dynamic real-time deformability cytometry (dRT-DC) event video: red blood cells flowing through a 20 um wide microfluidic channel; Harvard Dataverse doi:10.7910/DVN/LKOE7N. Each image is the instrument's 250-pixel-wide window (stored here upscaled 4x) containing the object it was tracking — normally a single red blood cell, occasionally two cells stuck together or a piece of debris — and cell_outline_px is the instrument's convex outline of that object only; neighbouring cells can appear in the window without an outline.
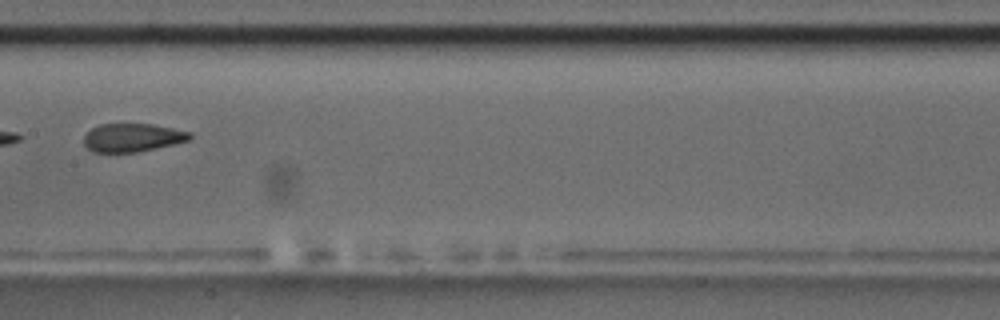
{"species": "common noctule bat (a hibernating species)", "species_latin": "Nyctalus noctula", "temperature_condition": "room temperature", "stored_images_in_passage": 8, "segment_of_instrument_passage": [2, 2], "camera_frame_rate_fps": 3000, "um_per_image_px": 0.085, "animal": {"sex": "male", "body_mass_g": 17.5, "forearm_length_mm": 52.3}, "frame": {"image": 1, "passage_image": 6, "time_ms": 1.667, "image_size_px": [1000, 320], "cell_outline_px": [[192, 136], [188, 140], [156, 148], [136, 152], [92, 152], [84, 144], [84, 136], [92, 128], [100, 124], [152, 124], [192, 132]], "centroid_in_image_um": [11.25, 11.69], "position_along_channel_um": 196.2, "area_um2": 17.34}}
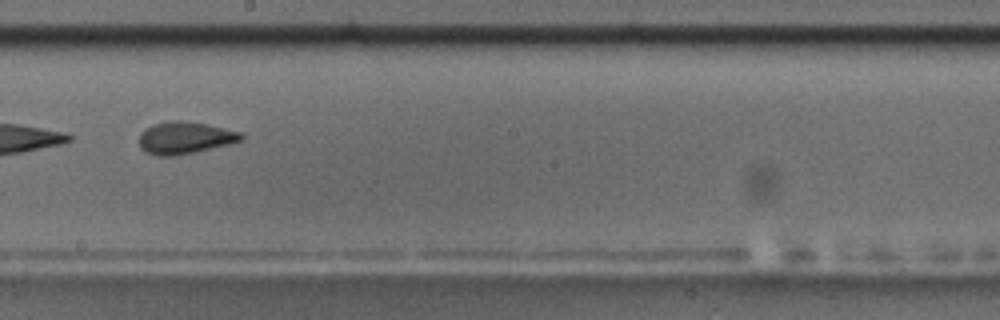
{"frame": {"image": 2, "passage_image": 7, "time_ms": 2.0, "image_size_px": [1000, 320], "cell_outline_px": [[244, 140], [196, 152], [176, 156], [156, 156], [144, 152], [140, 148], [140, 132], [144, 128], [152, 124], [172, 120], [184, 120], [244, 132]], "centroid_in_image_um": [15.71, 11.72], "position_along_channel_um": 232.5, "area_um2": 19.42}}